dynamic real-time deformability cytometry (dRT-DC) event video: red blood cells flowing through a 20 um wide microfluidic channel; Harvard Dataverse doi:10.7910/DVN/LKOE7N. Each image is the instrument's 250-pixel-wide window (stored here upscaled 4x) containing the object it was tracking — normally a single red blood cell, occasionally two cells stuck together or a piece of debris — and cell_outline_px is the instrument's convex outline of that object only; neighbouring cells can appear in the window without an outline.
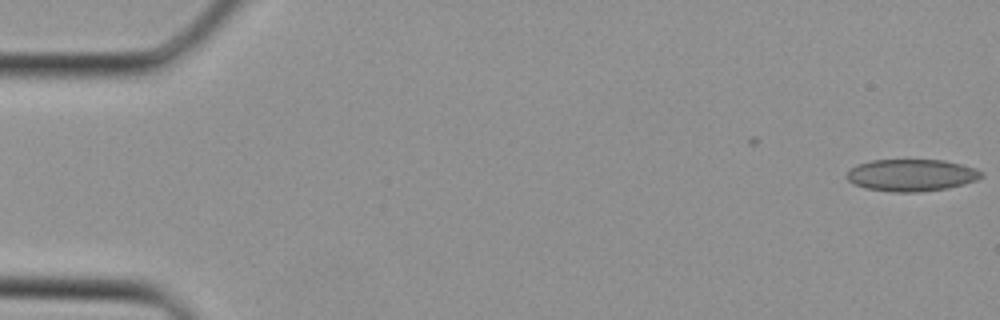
{"species": "Egyptian fruit bat (a non-hibernating species)", "species_latin": "Rousettus aegyptiacus", "temperature_condition": "cold", "stored_images_in_passage": 31, "camera_frame_rate_fps": 3000, "um_per_image_px": 0.085, "animal": {"sex": "female"}, "frame": {"image": 1, "passage_image": 1, "time_ms": 0.0, "image_size_px": [1000, 320], "cell_outline_px": [[984, 176], [976, 180], [964, 184], [948, 188], [920, 192], [892, 192], [864, 188], [848, 180], [844, 176], [852, 168], [860, 164], [872, 160], [944, 160], [976, 168], [984, 172]], "centroid_in_image_um": [77.51, 14.89], "position_along_channel_um": 7.5, "area_um2": 25.14}}
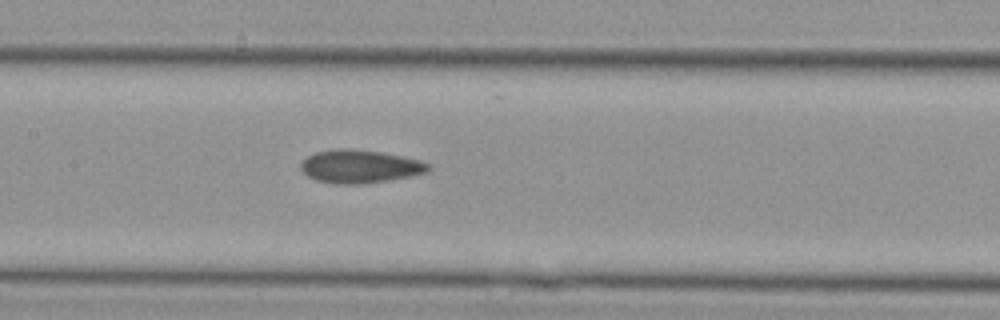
{"frame": {"image": 2, "passage_image": 18, "time_ms": 5.667, "image_size_px": [1000, 320], "cell_outline_px": [[432, 168], [428, 172], [388, 180], [364, 184], [336, 184], [316, 180], [308, 176], [300, 168], [300, 164], [308, 156], [316, 152], [336, 148], [352, 148], [380, 152], [420, 160], [428, 164]], "centroid_in_image_um": [30.57, 14.14], "position_along_channel_um": 176.8, "area_um2": 24.57}}
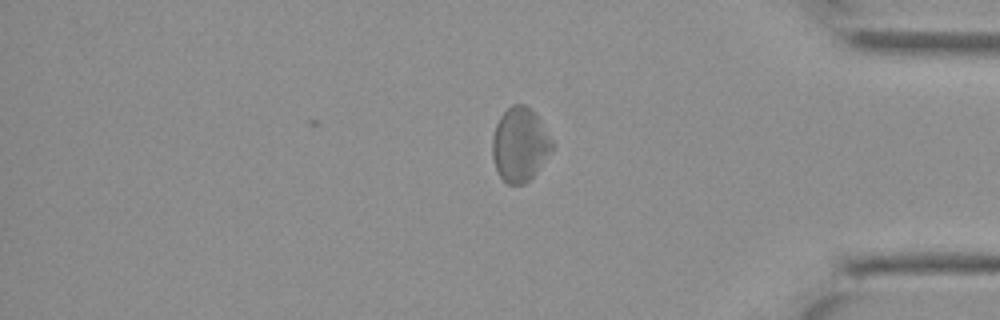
{"frame": {"image": 3, "passage_image": 31, "time_ms": 10.0, "image_size_px": [1000, 320], "cell_outline_px": [[556, 144], [536, 172], [524, 184], [508, 184], [496, 172], [492, 156], [492, 136], [496, 124], [500, 116], [512, 104], [524, 104], [536, 116]], "centroid_in_image_um": [44.17, 12.3], "position_along_channel_um": 391.0, "area_um2": 25.61}}